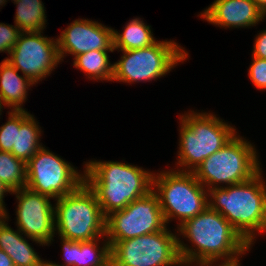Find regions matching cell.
<instances>
[{
  "instance_id": "6da1fadb",
  "label": "cell",
  "mask_w": 266,
  "mask_h": 266,
  "mask_svg": "<svg viewBox=\"0 0 266 266\" xmlns=\"http://www.w3.org/2000/svg\"><path fill=\"white\" fill-rule=\"evenodd\" d=\"M176 228L180 259L197 263L231 259L252 247L219 212L209 207ZM179 236L188 238L186 240H189L195 249L184 244Z\"/></svg>"
},
{
  "instance_id": "7a4b0ae2",
  "label": "cell",
  "mask_w": 266,
  "mask_h": 266,
  "mask_svg": "<svg viewBox=\"0 0 266 266\" xmlns=\"http://www.w3.org/2000/svg\"><path fill=\"white\" fill-rule=\"evenodd\" d=\"M84 167L85 183L95 193L105 217L152 191L153 172L142 167L97 160Z\"/></svg>"
},
{
  "instance_id": "3957f363",
  "label": "cell",
  "mask_w": 266,
  "mask_h": 266,
  "mask_svg": "<svg viewBox=\"0 0 266 266\" xmlns=\"http://www.w3.org/2000/svg\"><path fill=\"white\" fill-rule=\"evenodd\" d=\"M262 172L261 169L245 182L208 190V207L219 212L250 246L256 240V232H266V185Z\"/></svg>"
},
{
  "instance_id": "277c9868",
  "label": "cell",
  "mask_w": 266,
  "mask_h": 266,
  "mask_svg": "<svg viewBox=\"0 0 266 266\" xmlns=\"http://www.w3.org/2000/svg\"><path fill=\"white\" fill-rule=\"evenodd\" d=\"M179 171L193 172L206 158L227 144L238 132L213 113L189 111L179 116Z\"/></svg>"
},
{
  "instance_id": "5b68a950",
  "label": "cell",
  "mask_w": 266,
  "mask_h": 266,
  "mask_svg": "<svg viewBox=\"0 0 266 266\" xmlns=\"http://www.w3.org/2000/svg\"><path fill=\"white\" fill-rule=\"evenodd\" d=\"M256 148L245 138L235 135L220 150L206 158L192 173L207 189L245 182L262 168Z\"/></svg>"
},
{
  "instance_id": "8992f818",
  "label": "cell",
  "mask_w": 266,
  "mask_h": 266,
  "mask_svg": "<svg viewBox=\"0 0 266 266\" xmlns=\"http://www.w3.org/2000/svg\"><path fill=\"white\" fill-rule=\"evenodd\" d=\"M152 191L159 199L166 225L177 218L179 226L208 207V190L192 172L170 169L153 173Z\"/></svg>"
},
{
  "instance_id": "52a82bcc",
  "label": "cell",
  "mask_w": 266,
  "mask_h": 266,
  "mask_svg": "<svg viewBox=\"0 0 266 266\" xmlns=\"http://www.w3.org/2000/svg\"><path fill=\"white\" fill-rule=\"evenodd\" d=\"M55 201V231L61 238L83 242L105 236L106 217L95 193L85 182Z\"/></svg>"
},
{
  "instance_id": "ba28073f",
  "label": "cell",
  "mask_w": 266,
  "mask_h": 266,
  "mask_svg": "<svg viewBox=\"0 0 266 266\" xmlns=\"http://www.w3.org/2000/svg\"><path fill=\"white\" fill-rule=\"evenodd\" d=\"M123 52L120 60L114 64L112 81L123 83L146 82L156 80L187 60L188 52L174 40L156 41L149 47Z\"/></svg>"
},
{
  "instance_id": "9c48e42d",
  "label": "cell",
  "mask_w": 266,
  "mask_h": 266,
  "mask_svg": "<svg viewBox=\"0 0 266 266\" xmlns=\"http://www.w3.org/2000/svg\"><path fill=\"white\" fill-rule=\"evenodd\" d=\"M108 242L111 266H174L180 260L178 236L167 226L158 232Z\"/></svg>"
},
{
  "instance_id": "30bf717a",
  "label": "cell",
  "mask_w": 266,
  "mask_h": 266,
  "mask_svg": "<svg viewBox=\"0 0 266 266\" xmlns=\"http://www.w3.org/2000/svg\"><path fill=\"white\" fill-rule=\"evenodd\" d=\"M26 170V187L55 200L74 192L85 182L84 172L81 174L44 146L26 163Z\"/></svg>"
},
{
  "instance_id": "8fae6325",
  "label": "cell",
  "mask_w": 266,
  "mask_h": 266,
  "mask_svg": "<svg viewBox=\"0 0 266 266\" xmlns=\"http://www.w3.org/2000/svg\"><path fill=\"white\" fill-rule=\"evenodd\" d=\"M166 226L159 199L150 191L124 209L106 216L105 238L107 241H122L161 231Z\"/></svg>"
},
{
  "instance_id": "7c38bea8",
  "label": "cell",
  "mask_w": 266,
  "mask_h": 266,
  "mask_svg": "<svg viewBox=\"0 0 266 266\" xmlns=\"http://www.w3.org/2000/svg\"><path fill=\"white\" fill-rule=\"evenodd\" d=\"M39 32H22L6 60L34 84L42 81L61 62L57 40Z\"/></svg>"
},
{
  "instance_id": "4fadbf2b",
  "label": "cell",
  "mask_w": 266,
  "mask_h": 266,
  "mask_svg": "<svg viewBox=\"0 0 266 266\" xmlns=\"http://www.w3.org/2000/svg\"><path fill=\"white\" fill-rule=\"evenodd\" d=\"M18 205L16 208L17 229L29 240L42 245L54 241V207L49 196L37 193L27 187L13 191Z\"/></svg>"
},
{
  "instance_id": "5bb4252c",
  "label": "cell",
  "mask_w": 266,
  "mask_h": 266,
  "mask_svg": "<svg viewBox=\"0 0 266 266\" xmlns=\"http://www.w3.org/2000/svg\"><path fill=\"white\" fill-rule=\"evenodd\" d=\"M113 28L89 19H76L56 38L60 60L91 50H115Z\"/></svg>"
},
{
  "instance_id": "9a60e30c",
  "label": "cell",
  "mask_w": 266,
  "mask_h": 266,
  "mask_svg": "<svg viewBox=\"0 0 266 266\" xmlns=\"http://www.w3.org/2000/svg\"><path fill=\"white\" fill-rule=\"evenodd\" d=\"M198 16L225 28H249L266 17L253 0H215Z\"/></svg>"
},
{
  "instance_id": "2e32d148",
  "label": "cell",
  "mask_w": 266,
  "mask_h": 266,
  "mask_svg": "<svg viewBox=\"0 0 266 266\" xmlns=\"http://www.w3.org/2000/svg\"><path fill=\"white\" fill-rule=\"evenodd\" d=\"M8 213L0 219V250H3L15 266H41L43 259L26 240V236L17 229L13 230L6 222Z\"/></svg>"
},
{
  "instance_id": "e0dca14e",
  "label": "cell",
  "mask_w": 266,
  "mask_h": 266,
  "mask_svg": "<svg viewBox=\"0 0 266 266\" xmlns=\"http://www.w3.org/2000/svg\"><path fill=\"white\" fill-rule=\"evenodd\" d=\"M18 72L6 59L0 63V97L10 110H24L27 90L34 85L29 78L19 75Z\"/></svg>"
},
{
  "instance_id": "ac0fdd59",
  "label": "cell",
  "mask_w": 266,
  "mask_h": 266,
  "mask_svg": "<svg viewBox=\"0 0 266 266\" xmlns=\"http://www.w3.org/2000/svg\"><path fill=\"white\" fill-rule=\"evenodd\" d=\"M39 122L25 109L20 110V128L16 129L15 145L11 153L16 158L27 163L35 153L43 147Z\"/></svg>"
},
{
  "instance_id": "d6986e66",
  "label": "cell",
  "mask_w": 266,
  "mask_h": 266,
  "mask_svg": "<svg viewBox=\"0 0 266 266\" xmlns=\"http://www.w3.org/2000/svg\"><path fill=\"white\" fill-rule=\"evenodd\" d=\"M150 27L140 18H134L125 25L123 32L114 29V49L134 50L151 46L157 40Z\"/></svg>"
},
{
  "instance_id": "ffe728a7",
  "label": "cell",
  "mask_w": 266,
  "mask_h": 266,
  "mask_svg": "<svg viewBox=\"0 0 266 266\" xmlns=\"http://www.w3.org/2000/svg\"><path fill=\"white\" fill-rule=\"evenodd\" d=\"M115 50H91L74 57L73 66L86 73L87 78L93 80L112 81L114 64L109 60L108 52Z\"/></svg>"
},
{
  "instance_id": "44dd1931",
  "label": "cell",
  "mask_w": 266,
  "mask_h": 266,
  "mask_svg": "<svg viewBox=\"0 0 266 266\" xmlns=\"http://www.w3.org/2000/svg\"><path fill=\"white\" fill-rule=\"evenodd\" d=\"M14 18L15 26L22 32H43L46 28L45 7L41 0H18Z\"/></svg>"
},
{
  "instance_id": "7402d4cb",
  "label": "cell",
  "mask_w": 266,
  "mask_h": 266,
  "mask_svg": "<svg viewBox=\"0 0 266 266\" xmlns=\"http://www.w3.org/2000/svg\"><path fill=\"white\" fill-rule=\"evenodd\" d=\"M0 181L12 192L26 187V163L10 152L0 151Z\"/></svg>"
},
{
  "instance_id": "603a6c76",
  "label": "cell",
  "mask_w": 266,
  "mask_h": 266,
  "mask_svg": "<svg viewBox=\"0 0 266 266\" xmlns=\"http://www.w3.org/2000/svg\"><path fill=\"white\" fill-rule=\"evenodd\" d=\"M104 237L78 242L76 266H111L110 244ZM102 238L103 246L100 247L98 241Z\"/></svg>"
},
{
  "instance_id": "cb8c5ba5",
  "label": "cell",
  "mask_w": 266,
  "mask_h": 266,
  "mask_svg": "<svg viewBox=\"0 0 266 266\" xmlns=\"http://www.w3.org/2000/svg\"><path fill=\"white\" fill-rule=\"evenodd\" d=\"M8 120L0 127V151L10 152L15 145L16 129L20 128V110L8 112Z\"/></svg>"
},
{
  "instance_id": "d4e9b609",
  "label": "cell",
  "mask_w": 266,
  "mask_h": 266,
  "mask_svg": "<svg viewBox=\"0 0 266 266\" xmlns=\"http://www.w3.org/2000/svg\"><path fill=\"white\" fill-rule=\"evenodd\" d=\"M21 33L17 26L0 23V52H6L9 55Z\"/></svg>"
},
{
  "instance_id": "484cf974",
  "label": "cell",
  "mask_w": 266,
  "mask_h": 266,
  "mask_svg": "<svg viewBox=\"0 0 266 266\" xmlns=\"http://www.w3.org/2000/svg\"><path fill=\"white\" fill-rule=\"evenodd\" d=\"M252 59L248 76L256 88L266 90V59L253 56Z\"/></svg>"
},
{
  "instance_id": "4316f807",
  "label": "cell",
  "mask_w": 266,
  "mask_h": 266,
  "mask_svg": "<svg viewBox=\"0 0 266 266\" xmlns=\"http://www.w3.org/2000/svg\"><path fill=\"white\" fill-rule=\"evenodd\" d=\"M62 244V251L64 256V264H56L53 263L55 266H76V256L78 251V242L73 240H68L61 238Z\"/></svg>"
},
{
  "instance_id": "83f0119b",
  "label": "cell",
  "mask_w": 266,
  "mask_h": 266,
  "mask_svg": "<svg viewBox=\"0 0 266 266\" xmlns=\"http://www.w3.org/2000/svg\"><path fill=\"white\" fill-rule=\"evenodd\" d=\"M254 42L252 56L266 59V30L259 32Z\"/></svg>"
},
{
  "instance_id": "f1b7e54d",
  "label": "cell",
  "mask_w": 266,
  "mask_h": 266,
  "mask_svg": "<svg viewBox=\"0 0 266 266\" xmlns=\"http://www.w3.org/2000/svg\"><path fill=\"white\" fill-rule=\"evenodd\" d=\"M245 253H246V251L243 252L241 255L236 256L235 258L223 259L222 260L223 262H220V259L219 260L202 261V262L198 263L197 266H241L239 258H240V256L242 257V255H244ZM216 262H218V263H216Z\"/></svg>"
},
{
  "instance_id": "f546056e",
  "label": "cell",
  "mask_w": 266,
  "mask_h": 266,
  "mask_svg": "<svg viewBox=\"0 0 266 266\" xmlns=\"http://www.w3.org/2000/svg\"><path fill=\"white\" fill-rule=\"evenodd\" d=\"M6 193H12V191L0 181V212L3 215L7 213L5 202L3 200L5 197L4 195H6Z\"/></svg>"
},
{
  "instance_id": "4dcf8cb0",
  "label": "cell",
  "mask_w": 266,
  "mask_h": 266,
  "mask_svg": "<svg viewBox=\"0 0 266 266\" xmlns=\"http://www.w3.org/2000/svg\"><path fill=\"white\" fill-rule=\"evenodd\" d=\"M0 266H15L12 259L3 250H0Z\"/></svg>"
},
{
  "instance_id": "1f68e13d",
  "label": "cell",
  "mask_w": 266,
  "mask_h": 266,
  "mask_svg": "<svg viewBox=\"0 0 266 266\" xmlns=\"http://www.w3.org/2000/svg\"><path fill=\"white\" fill-rule=\"evenodd\" d=\"M194 264V265H193ZM189 265H193V266H197L198 263L197 262H193V261H189V260H184V259H180L177 261V263L174 266H189Z\"/></svg>"
},
{
  "instance_id": "d6a6232c",
  "label": "cell",
  "mask_w": 266,
  "mask_h": 266,
  "mask_svg": "<svg viewBox=\"0 0 266 266\" xmlns=\"http://www.w3.org/2000/svg\"><path fill=\"white\" fill-rule=\"evenodd\" d=\"M257 7L263 12V14L266 16V0H253Z\"/></svg>"
},
{
  "instance_id": "836d02e7",
  "label": "cell",
  "mask_w": 266,
  "mask_h": 266,
  "mask_svg": "<svg viewBox=\"0 0 266 266\" xmlns=\"http://www.w3.org/2000/svg\"><path fill=\"white\" fill-rule=\"evenodd\" d=\"M41 266H55V265L53 264L52 261L50 262V261L46 260V261L43 262V264Z\"/></svg>"
},
{
  "instance_id": "e575fe53",
  "label": "cell",
  "mask_w": 266,
  "mask_h": 266,
  "mask_svg": "<svg viewBox=\"0 0 266 266\" xmlns=\"http://www.w3.org/2000/svg\"><path fill=\"white\" fill-rule=\"evenodd\" d=\"M4 104H3V101H2V99H1V97H0V115H1V112H2V109L4 108Z\"/></svg>"
},
{
  "instance_id": "d590c367",
  "label": "cell",
  "mask_w": 266,
  "mask_h": 266,
  "mask_svg": "<svg viewBox=\"0 0 266 266\" xmlns=\"http://www.w3.org/2000/svg\"><path fill=\"white\" fill-rule=\"evenodd\" d=\"M6 2H7L6 0H0V7L3 5L5 6Z\"/></svg>"
}]
</instances>
